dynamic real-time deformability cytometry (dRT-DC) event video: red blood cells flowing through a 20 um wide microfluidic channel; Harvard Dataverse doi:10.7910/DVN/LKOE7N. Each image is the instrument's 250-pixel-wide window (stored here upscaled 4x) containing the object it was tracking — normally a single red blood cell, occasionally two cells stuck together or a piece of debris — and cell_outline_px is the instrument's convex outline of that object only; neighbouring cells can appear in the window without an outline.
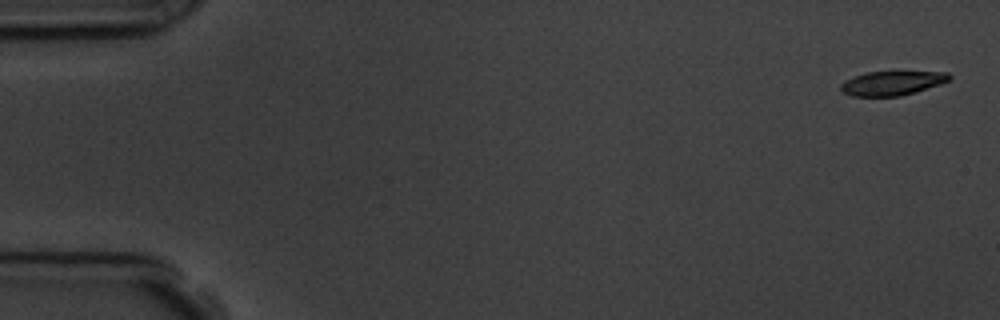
{"species": "common noctule bat (a hibernating species)", "species_latin": "Nyctalus noctula", "temperature_condition": "room temperature", "stored_images_in_passage": 4, "camera_frame_rate_fps": 3000, "um_per_image_px": 0.085, "animal": {"sex": "male", "body_mass_g": 19.5, "forearm_length_mm": 54.6}, "frame": {"image": 1, "passage_image": 1, "time_ms": 0.0, "image_size_px": [1000, 320], "cell_outline_px": [[952, 76], [948, 80], [940, 84], [900, 96], [852, 96], [840, 92], [840, 84], [844, 80], [852, 76], [868, 72], [892, 68], [948, 72]], "centroid_in_image_um": [75.82, 6.99], "position_along_channel_um": 9.2, "area_um2": 16.42}}
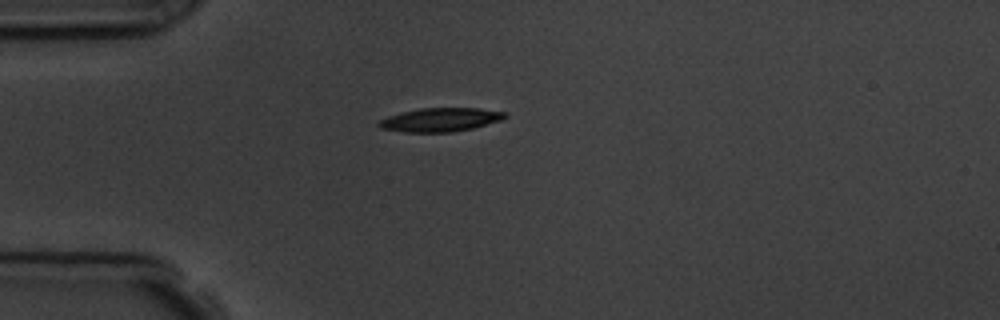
{"frame": {"image": 2, "passage_image": 4, "time_ms": 4.333, "image_size_px": [1000, 320], "cell_outline_px": [[508, 116], [500, 120], [472, 128], [452, 132], [404, 132], [380, 128], [376, 124], [380, 120], [388, 116], [420, 108], [480, 108], [504, 112]], "centroid_in_image_um": [37.41, 10.18], "position_along_channel_um": 47.6, "area_um2": 17.22}}